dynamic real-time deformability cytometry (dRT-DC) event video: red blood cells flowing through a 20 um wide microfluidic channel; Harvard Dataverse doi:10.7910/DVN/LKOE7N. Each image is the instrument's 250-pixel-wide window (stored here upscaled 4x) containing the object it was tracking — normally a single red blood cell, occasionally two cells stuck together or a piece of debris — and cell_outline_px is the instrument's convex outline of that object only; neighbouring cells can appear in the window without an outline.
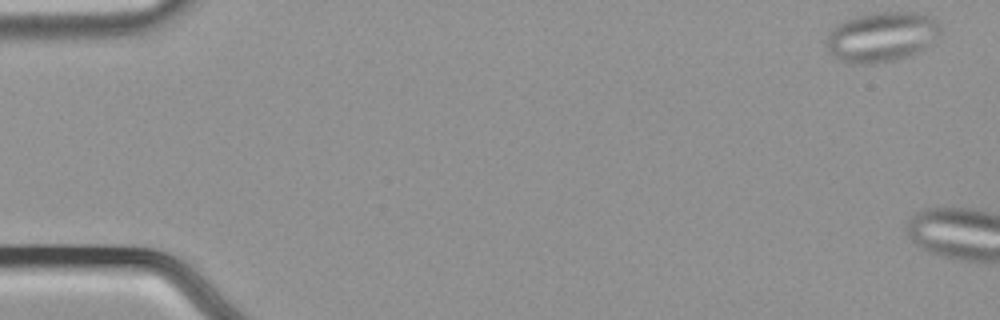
{"species": "common noctule bat (a hibernating species)", "species_latin": "Nyctalus noctula", "temperature_condition": "cold", "stored_images_in_passage": 9, "camera_frame_rate_fps": 3000, "um_per_image_px": 0.085, "animal": {"sex": "male", "body_mass_g": 21.5, "forearm_length_mm": 52.0}, "frame": {"image": 1, "passage_image": 1, "time_ms": 0.0, "image_size_px": [1000, 320], "cell_outline_px": [[940, 32], [936, 44], [912, 56], [896, 60], [876, 64], [848, 64], [828, 52], [824, 44], [824, 40], [828, 32], [832, 28], [844, 20], [856, 16], [872, 12], [920, 12], [936, 20], [940, 24]], "centroid_in_image_um": [74.96, 3.15], "position_along_channel_um": 10.0, "area_um2": 34.33}}